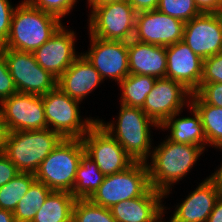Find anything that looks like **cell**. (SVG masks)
<instances>
[{"label": "cell", "instance_id": "1", "mask_svg": "<svg viewBox=\"0 0 222 222\" xmlns=\"http://www.w3.org/2000/svg\"><path fill=\"white\" fill-rule=\"evenodd\" d=\"M205 149L198 145L169 140L152 150L148 167L150 186L166 196L171 185L186 176Z\"/></svg>", "mask_w": 222, "mask_h": 222}, {"label": "cell", "instance_id": "2", "mask_svg": "<svg viewBox=\"0 0 222 222\" xmlns=\"http://www.w3.org/2000/svg\"><path fill=\"white\" fill-rule=\"evenodd\" d=\"M56 16L32 6L27 0L12 15L8 39L2 48L34 52L62 26Z\"/></svg>", "mask_w": 222, "mask_h": 222}, {"label": "cell", "instance_id": "3", "mask_svg": "<svg viewBox=\"0 0 222 222\" xmlns=\"http://www.w3.org/2000/svg\"><path fill=\"white\" fill-rule=\"evenodd\" d=\"M120 107L117 126L111 122L104 123L99 119L97 122L116 139L134 162L147 163L148 156L151 155L150 147H152L150 126L158 128L159 125L139 107L123 104Z\"/></svg>", "mask_w": 222, "mask_h": 222}, {"label": "cell", "instance_id": "4", "mask_svg": "<svg viewBox=\"0 0 222 222\" xmlns=\"http://www.w3.org/2000/svg\"><path fill=\"white\" fill-rule=\"evenodd\" d=\"M62 139L49 128L8 132L4 154L20 172L35 173Z\"/></svg>", "mask_w": 222, "mask_h": 222}, {"label": "cell", "instance_id": "5", "mask_svg": "<svg viewBox=\"0 0 222 222\" xmlns=\"http://www.w3.org/2000/svg\"><path fill=\"white\" fill-rule=\"evenodd\" d=\"M84 152L82 139H62L34 173L36 180L52 191L72 193L77 168Z\"/></svg>", "mask_w": 222, "mask_h": 222}, {"label": "cell", "instance_id": "6", "mask_svg": "<svg viewBox=\"0 0 222 222\" xmlns=\"http://www.w3.org/2000/svg\"><path fill=\"white\" fill-rule=\"evenodd\" d=\"M42 96L47 128L63 139H81L97 122L92 118L82 121L78 100L72 99L59 87Z\"/></svg>", "mask_w": 222, "mask_h": 222}, {"label": "cell", "instance_id": "7", "mask_svg": "<svg viewBox=\"0 0 222 222\" xmlns=\"http://www.w3.org/2000/svg\"><path fill=\"white\" fill-rule=\"evenodd\" d=\"M150 187L146 162H134L122 172L106 175L89 199L94 204L111 208L119 202L141 197Z\"/></svg>", "mask_w": 222, "mask_h": 222}, {"label": "cell", "instance_id": "8", "mask_svg": "<svg viewBox=\"0 0 222 222\" xmlns=\"http://www.w3.org/2000/svg\"><path fill=\"white\" fill-rule=\"evenodd\" d=\"M90 5L92 6L88 20L90 35L126 42L133 39L137 12L128 1Z\"/></svg>", "mask_w": 222, "mask_h": 222}, {"label": "cell", "instance_id": "9", "mask_svg": "<svg viewBox=\"0 0 222 222\" xmlns=\"http://www.w3.org/2000/svg\"><path fill=\"white\" fill-rule=\"evenodd\" d=\"M17 92L44 95L57 87V78L43 69L33 52L2 48Z\"/></svg>", "mask_w": 222, "mask_h": 222}, {"label": "cell", "instance_id": "10", "mask_svg": "<svg viewBox=\"0 0 222 222\" xmlns=\"http://www.w3.org/2000/svg\"><path fill=\"white\" fill-rule=\"evenodd\" d=\"M0 105V121L8 132L47 128L40 95L17 92Z\"/></svg>", "mask_w": 222, "mask_h": 222}, {"label": "cell", "instance_id": "11", "mask_svg": "<svg viewBox=\"0 0 222 222\" xmlns=\"http://www.w3.org/2000/svg\"><path fill=\"white\" fill-rule=\"evenodd\" d=\"M81 139L85 152L105 176L122 172L134 163L116 139L98 122Z\"/></svg>", "mask_w": 222, "mask_h": 222}, {"label": "cell", "instance_id": "12", "mask_svg": "<svg viewBox=\"0 0 222 222\" xmlns=\"http://www.w3.org/2000/svg\"><path fill=\"white\" fill-rule=\"evenodd\" d=\"M90 37L91 48L83 55L99 72L102 79L109 77L119 84L130 74L128 42L106 40L92 35Z\"/></svg>", "mask_w": 222, "mask_h": 222}, {"label": "cell", "instance_id": "13", "mask_svg": "<svg viewBox=\"0 0 222 222\" xmlns=\"http://www.w3.org/2000/svg\"><path fill=\"white\" fill-rule=\"evenodd\" d=\"M185 22L158 10L136 13L133 39L167 47L183 41Z\"/></svg>", "mask_w": 222, "mask_h": 222}, {"label": "cell", "instance_id": "14", "mask_svg": "<svg viewBox=\"0 0 222 222\" xmlns=\"http://www.w3.org/2000/svg\"><path fill=\"white\" fill-rule=\"evenodd\" d=\"M191 95L192 92L182 83L158 78L141 109L160 126L170 116L181 112L185 103H188L187 100L190 101L188 98H191Z\"/></svg>", "mask_w": 222, "mask_h": 222}, {"label": "cell", "instance_id": "15", "mask_svg": "<svg viewBox=\"0 0 222 222\" xmlns=\"http://www.w3.org/2000/svg\"><path fill=\"white\" fill-rule=\"evenodd\" d=\"M183 42L203 60L222 52V28L216 13L202 12L185 22Z\"/></svg>", "mask_w": 222, "mask_h": 222}, {"label": "cell", "instance_id": "16", "mask_svg": "<svg viewBox=\"0 0 222 222\" xmlns=\"http://www.w3.org/2000/svg\"><path fill=\"white\" fill-rule=\"evenodd\" d=\"M75 33L65 30L63 25L33 54L36 62L57 79L79 57L75 53Z\"/></svg>", "mask_w": 222, "mask_h": 222}, {"label": "cell", "instance_id": "17", "mask_svg": "<svg viewBox=\"0 0 222 222\" xmlns=\"http://www.w3.org/2000/svg\"><path fill=\"white\" fill-rule=\"evenodd\" d=\"M165 48L167 57L166 78L182 83L194 93L200 86L204 60L183 41Z\"/></svg>", "mask_w": 222, "mask_h": 222}, {"label": "cell", "instance_id": "18", "mask_svg": "<svg viewBox=\"0 0 222 222\" xmlns=\"http://www.w3.org/2000/svg\"><path fill=\"white\" fill-rule=\"evenodd\" d=\"M103 79L99 72L81 53L70 67L58 78L57 87L72 99L81 102Z\"/></svg>", "mask_w": 222, "mask_h": 222}, {"label": "cell", "instance_id": "19", "mask_svg": "<svg viewBox=\"0 0 222 222\" xmlns=\"http://www.w3.org/2000/svg\"><path fill=\"white\" fill-rule=\"evenodd\" d=\"M164 197L150 187L141 197L114 204L110 210L117 222H153L165 209Z\"/></svg>", "mask_w": 222, "mask_h": 222}, {"label": "cell", "instance_id": "20", "mask_svg": "<svg viewBox=\"0 0 222 222\" xmlns=\"http://www.w3.org/2000/svg\"><path fill=\"white\" fill-rule=\"evenodd\" d=\"M220 196L219 191L206 178L180 205H177L171 221L207 222Z\"/></svg>", "mask_w": 222, "mask_h": 222}, {"label": "cell", "instance_id": "21", "mask_svg": "<svg viewBox=\"0 0 222 222\" xmlns=\"http://www.w3.org/2000/svg\"><path fill=\"white\" fill-rule=\"evenodd\" d=\"M128 57L130 74L150 75L157 79L166 78L165 47L131 39L128 42Z\"/></svg>", "mask_w": 222, "mask_h": 222}, {"label": "cell", "instance_id": "22", "mask_svg": "<svg viewBox=\"0 0 222 222\" xmlns=\"http://www.w3.org/2000/svg\"><path fill=\"white\" fill-rule=\"evenodd\" d=\"M190 108L193 111L192 113L194 118L179 117L176 119V116L181 114V112H177L165 120L159 126V129H171V135L168 137V139L173 142L198 145L205 149L204 145H207V141L203 131L200 115L194 108Z\"/></svg>", "mask_w": 222, "mask_h": 222}, {"label": "cell", "instance_id": "23", "mask_svg": "<svg viewBox=\"0 0 222 222\" xmlns=\"http://www.w3.org/2000/svg\"><path fill=\"white\" fill-rule=\"evenodd\" d=\"M76 198L65 191H52L32 222H72Z\"/></svg>", "mask_w": 222, "mask_h": 222}, {"label": "cell", "instance_id": "24", "mask_svg": "<svg viewBox=\"0 0 222 222\" xmlns=\"http://www.w3.org/2000/svg\"><path fill=\"white\" fill-rule=\"evenodd\" d=\"M188 102L186 105L200 115L207 144L214 147L222 145V107L206 104L195 92Z\"/></svg>", "mask_w": 222, "mask_h": 222}, {"label": "cell", "instance_id": "25", "mask_svg": "<svg viewBox=\"0 0 222 222\" xmlns=\"http://www.w3.org/2000/svg\"><path fill=\"white\" fill-rule=\"evenodd\" d=\"M105 175L93 159L84 152L77 168L72 195L76 199H89L104 181Z\"/></svg>", "mask_w": 222, "mask_h": 222}, {"label": "cell", "instance_id": "26", "mask_svg": "<svg viewBox=\"0 0 222 222\" xmlns=\"http://www.w3.org/2000/svg\"><path fill=\"white\" fill-rule=\"evenodd\" d=\"M156 79L150 75L129 74L119 83L122 89L120 104L142 108Z\"/></svg>", "mask_w": 222, "mask_h": 222}, {"label": "cell", "instance_id": "27", "mask_svg": "<svg viewBox=\"0 0 222 222\" xmlns=\"http://www.w3.org/2000/svg\"><path fill=\"white\" fill-rule=\"evenodd\" d=\"M51 192L52 190L44 183L35 180L13 212L15 221L32 222L37 211L45 203L47 196Z\"/></svg>", "mask_w": 222, "mask_h": 222}, {"label": "cell", "instance_id": "28", "mask_svg": "<svg viewBox=\"0 0 222 222\" xmlns=\"http://www.w3.org/2000/svg\"><path fill=\"white\" fill-rule=\"evenodd\" d=\"M36 180L34 173L20 172L8 183L0 187V209L14 212L19 201Z\"/></svg>", "mask_w": 222, "mask_h": 222}, {"label": "cell", "instance_id": "29", "mask_svg": "<svg viewBox=\"0 0 222 222\" xmlns=\"http://www.w3.org/2000/svg\"><path fill=\"white\" fill-rule=\"evenodd\" d=\"M72 222H117L110 208L94 204L90 199H76Z\"/></svg>", "mask_w": 222, "mask_h": 222}, {"label": "cell", "instance_id": "30", "mask_svg": "<svg viewBox=\"0 0 222 222\" xmlns=\"http://www.w3.org/2000/svg\"><path fill=\"white\" fill-rule=\"evenodd\" d=\"M157 10L183 22L202 13L195 0H159Z\"/></svg>", "mask_w": 222, "mask_h": 222}, {"label": "cell", "instance_id": "31", "mask_svg": "<svg viewBox=\"0 0 222 222\" xmlns=\"http://www.w3.org/2000/svg\"><path fill=\"white\" fill-rule=\"evenodd\" d=\"M32 6L59 18L70 13L76 0H27Z\"/></svg>", "mask_w": 222, "mask_h": 222}, {"label": "cell", "instance_id": "32", "mask_svg": "<svg viewBox=\"0 0 222 222\" xmlns=\"http://www.w3.org/2000/svg\"><path fill=\"white\" fill-rule=\"evenodd\" d=\"M200 83H222V52L204 59Z\"/></svg>", "mask_w": 222, "mask_h": 222}, {"label": "cell", "instance_id": "33", "mask_svg": "<svg viewBox=\"0 0 222 222\" xmlns=\"http://www.w3.org/2000/svg\"><path fill=\"white\" fill-rule=\"evenodd\" d=\"M15 93H17V89L9 72L2 47H0V103Z\"/></svg>", "mask_w": 222, "mask_h": 222}, {"label": "cell", "instance_id": "34", "mask_svg": "<svg viewBox=\"0 0 222 222\" xmlns=\"http://www.w3.org/2000/svg\"><path fill=\"white\" fill-rule=\"evenodd\" d=\"M195 93L206 104L222 107V83H200Z\"/></svg>", "mask_w": 222, "mask_h": 222}, {"label": "cell", "instance_id": "35", "mask_svg": "<svg viewBox=\"0 0 222 222\" xmlns=\"http://www.w3.org/2000/svg\"><path fill=\"white\" fill-rule=\"evenodd\" d=\"M14 10L15 8L9 0H0V47L3 46L8 39Z\"/></svg>", "mask_w": 222, "mask_h": 222}, {"label": "cell", "instance_id": "36", "mask_svg": "<svg viewBox=\"0 0 222 222\" xmlns=\"http://www.w3.org/2000/svg\"><path fill=\"white\" fill-rule=\"evenodd\" d=\"M20 171L5 154L0 155V187L16 177Z\"/></svg>", "mask_w": 222, "mask_h": 222}, {"label": "cell", "instance_id": "37", "mask_svg": "<svg viewBox=\"0 0 222 222\" xmlns=\"http://www.w3.org/2000/svg\"><path fill=\"white\" fill-rule=\"evenodd\" d=\"M128 3L139 13L157 10L159 0H128Z\"/></svg>", "mask_w": 222, "mask_h": 222}, {"label": "cell", "instance_id": "38", "mask_svg": "<svg viewBox=\"0 0 222 222\" xmlns=\"http://www.w3.org/2000/svg\"><path fill=\"white\" fill-rule=\"evenodd\" d=\"M201 12L216 13L222 9V0H195Z\"/></svg>", "mask_w": 222, "mask_h": 222}, {"label": "cell", "instance_id": "39", "mask_svg": "<svg viewBox=\"0 0 222 222\" xmlns=\"http://www.w3.org/2000/svg\"><path fill=\"white\" fill-rule=\"evenodd\" d=\"M207 222H222V195L216 201Z\"/></svg>", "mask_w": 222, "mask_h": 222}, {"label": "cell", "instance_id": "40", "mask_svg": "<svg viewBox=\"0 0 222 222\" xmlns=\"http://www.w3.org/2000/svg\"><path fill=\"white\" fill-rule=\"evenodd\" d=\"M216 148H219L222 150V145L217 146ZM207 179L214 185V187L222 195V165L219 167L218 170H216V172H214Z\"/></svg>", "mask_w": 222, "mask_h": 222}, {"label": "cell", "instance_id": "41", "mask_svg": "<svg viewBox=\"0 0 222 222\" xmlns=\"http://www.w3.org/2000/svg\"><path fill=\"white\" fill-rule=\"evenodd\" d=\"M8 131L0 121V155L5 153L6 137Z\"/></svg>", "mask_w": 222, "mask_h": 222}, {"label": "cell", "instance_id": "42", "mask_svg": "<svg viewBox=\"0 0 222 222\" xmlns=\"http://www.w3.org/2000/svg\"><path fill=\"white\" fill-rule=\"evenodd\" d=\"M0 222H16L13 212L0 209Z\"/></svg>", "mask_w": 222, "mask_h": 222}, {"label": "cell", "instance_id": "43", "mask_svg": "<svg viewBox=\"0 0 222 222\" xmlns=\"http://www.w3.org/2000/svg\"><path fill=\"white\" fill-rule=\"evenodd\" d=\"M89 4H105L112 2H125L128 0H87Z\"/></svg>", "mask_w": 222, "mask_h": 222}, {"label": "cell", "instance_id": "44", "mask_svg": "<svg viewBox=\"0 0 222 222\" xmlns=\"http://www.w3.org/2000/svg\"><path fill=\"white\" fill-rule=\"evenodd\" d=\"M216 15L219 19V22H220L221 28H222V9L220 11L216 12Z\"/></svg>", "mask_w": 222, "mask_h": 222}, {"label": "cell", "instance_id": "45", "mask_svg": "<svg viewBox=\"0 0 222 222\" xmlns=\"http://www.w3.org/2000/svg\"><path fill=\"white\" fill-rule=\"evenodd\" d=\"M164 215V212H162L153 222H162V216Z\"/></svg>", "mask_w": 222, "mask_h": 222}]
</instances>
